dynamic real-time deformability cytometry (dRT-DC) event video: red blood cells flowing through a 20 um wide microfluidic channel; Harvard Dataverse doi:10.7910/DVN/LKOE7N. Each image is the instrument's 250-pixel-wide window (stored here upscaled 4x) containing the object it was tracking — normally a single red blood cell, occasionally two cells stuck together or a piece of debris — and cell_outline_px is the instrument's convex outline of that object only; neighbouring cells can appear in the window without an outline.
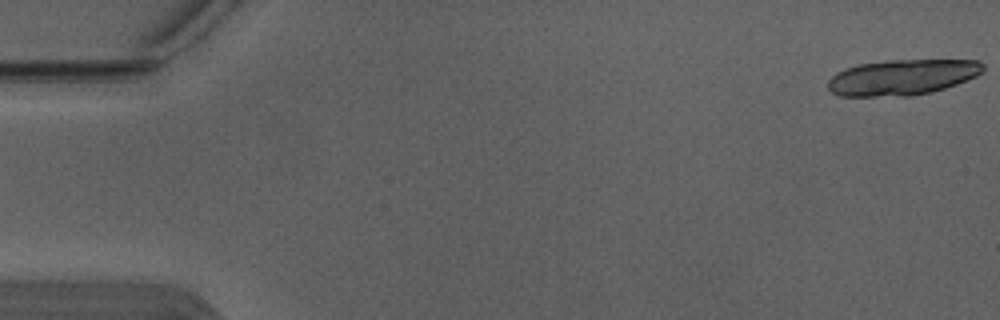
{"species": "Egyptian fruit bat (a non-hibernating species)", "species_latin": "Rousettus aegyptiacus", "temperature_condition": "warm", "stored_images_in_passage": 4, "camera_frame_rate_fps": 3000, "um_per_image_px": 0.085, "animal": {"sex": "male"}, "frame": {"image": 1, "passage_image": 1, "time_ms": 0.0, "image_size_px": [1000, 320], "cell_outline_px": [[984, 72], [976, 76], [956, 84], [932, 92], [912, 96], [840, 96], [832, 92], [828, 88], [828, 80], [836, 72], [844, 68], [860, 64], [888, 60], [980, 60], [984, 64]], "centroid_in_image_um": [76.7, 6.56], "position_along_channel_um": 8.3, "area_um2": 32.37}}